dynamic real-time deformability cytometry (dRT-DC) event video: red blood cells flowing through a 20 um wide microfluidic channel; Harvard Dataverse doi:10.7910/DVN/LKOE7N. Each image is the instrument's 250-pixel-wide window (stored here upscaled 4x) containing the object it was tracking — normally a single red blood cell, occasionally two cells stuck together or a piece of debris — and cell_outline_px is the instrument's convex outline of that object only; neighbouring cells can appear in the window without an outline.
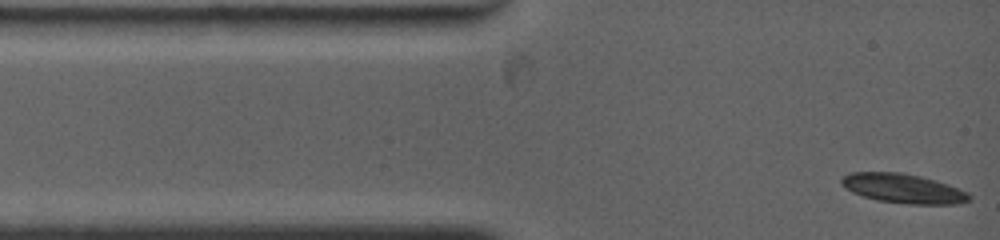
{"species": "common noctule bat (a hibernating species)", "species_latin": "Nyctalus noctula", "temperature_condition": "warm", "stored_images_in_passage": 17, "camera_frame_rate_fps": 4500, "um_per_image_px": 0.085, "animal": {"sex": "female", "body_mass_g": 19.0, "forearm_length_mm": 53.3}, "frame": {"image": 1, "passage_image": 1, "time_ms": 0.0, "image_size_px": [1000, 240], "cell_outline_px": [[972, 200], [956, 204], [912, 204], [880, 200], [864, 196], [852, 192], [840, 184], [840, 180], [848, 172], [900, 172], [920, 176], [936, 180], [948, 184], [968, 192], [972, 196]], "centroid_in_image_um": [76.8, 16.01], "position_along_channel_um": 8.2, "area_um2": 21.85}}
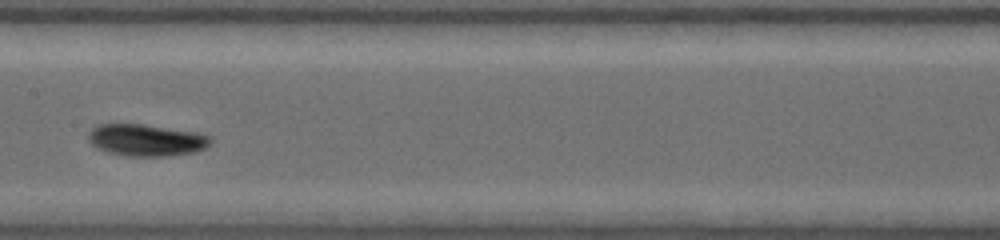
{"frame": {"image": 2, "passage_image": 10, "time_ms": 6.0, "image_size_px": [1000, 240], "cell_outline_px": [[212, 144], [196, 152], [168, 156], [128, 156], [108, 152], [96, 148], [88, 140], [88, 132], [96, 124], [144, 124], [196, 132], [212, 136]], "centroid_in_image_um": [12.44, 11.9], "position_along_channel_um": 195.0, "area_um2": 22.95}}
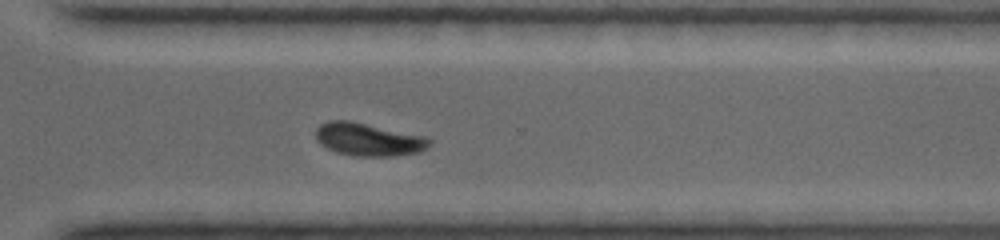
{"frame": {"image": 3, "passage_image": 17, "time_ms": 9.778, "image_size_px": [1000, 240], "cell_outline_px": [[432, 144], [428, 148], [420, 152], [396, 156], [356, 156], [336, 152], [320, 144], [316, 140], [316, 128], [320, 124], [328, 120], [348, 120], [428, 136], [432, 140]], "centroid_in_image_um": [31.36, 11.85], "position_along_channel_um": 339.2, "area_um2": 22.14}}